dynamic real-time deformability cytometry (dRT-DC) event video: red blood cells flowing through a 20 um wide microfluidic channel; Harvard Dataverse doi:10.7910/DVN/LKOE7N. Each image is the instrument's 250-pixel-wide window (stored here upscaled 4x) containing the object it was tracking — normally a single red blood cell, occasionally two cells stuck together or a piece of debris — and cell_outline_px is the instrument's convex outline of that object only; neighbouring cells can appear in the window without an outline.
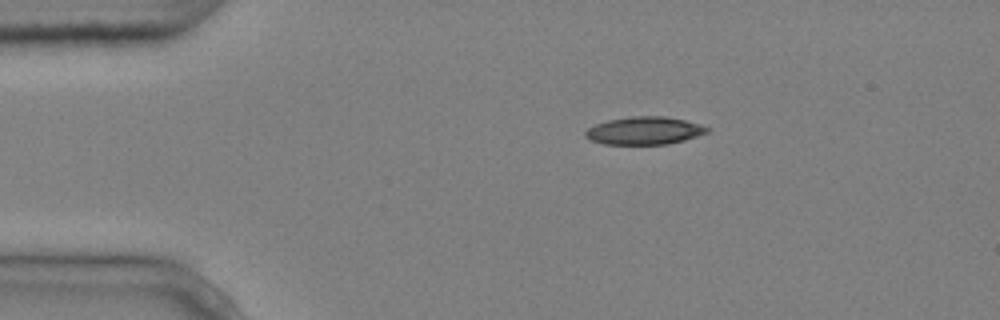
{"species": "common noctule bat (a hibernating species)", "species_latin": "Nyctalus noctula", "temperature_condition": "cold", "stored_images_in_passage": 7, "camera_frame_rate_fps": 3000, "um_per_image_px": 0.085, "animal": {"sex": "male", "body_mass_g": 20.4}, "frame": {"image": 1, "passage_image": 1, "time_ms": 0.0, "image_size_px": [1000, 320], "cell_outline_px": [[712, 128], [708, 132], [684, 140], [668, 144], [604, 144], [592, 140], [584, 136], [584, 132], [588, 128], [596, 124], [608, 120], [632, 116], [664, 116], [684, 120], [700, 124]], "centroid_in_image_um": [54.78, 11.1], "position_along_channel_um": 30.2, "area_um2": 19.65}}
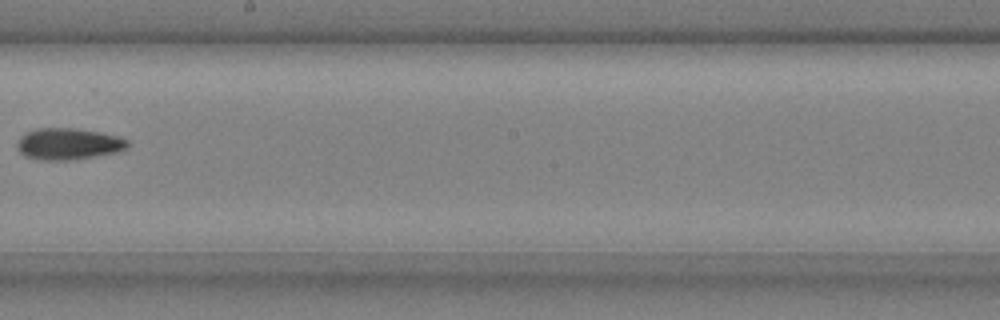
{"frame": {"image": 2, "passage_image": 6, "time_ms": 1.667, "image_size_px": [1000, 320], "cell_outline_px": [[128, 148], [116, 152], [68, 160], [40, 160], [24, 156], [16, 148], [16, 144], [20, 136], [24, 132], [36, 128], [76, 128], [100, 132], [116, 136], [128, 140]], "centroid_in_image_um": [5.75, 12.22], "position_along_channel_um": 242.5, "area_um2": 20.35}}
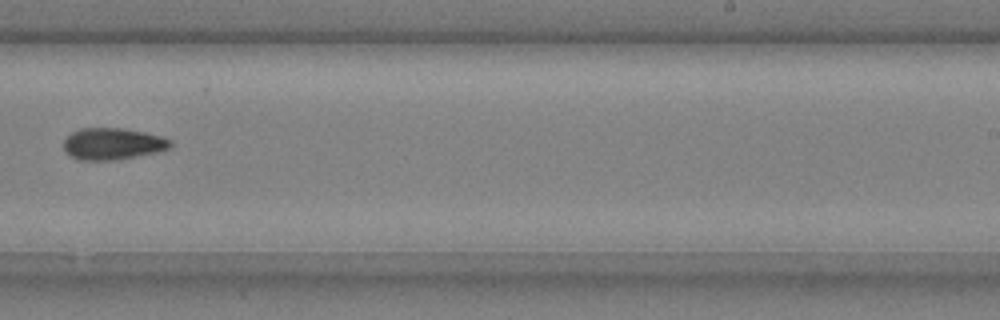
{"frame": {"image": 3, "passage_image": 7, "time_ms": 2.0, "image_size_px": [1000, 320], "cell_outline_px": [[172, 144], [168, 148], [156, 152], [116, 160], [80, 160], [72, 156], [64, 148], [64, 140], [72, 132], [80, 128], [124, 128], [164, 136], [172, 140]], "centroid_in_image_um": [9.61, 12.21], "position_along_channel_um": 279.4, "area_um2": 19.65}}